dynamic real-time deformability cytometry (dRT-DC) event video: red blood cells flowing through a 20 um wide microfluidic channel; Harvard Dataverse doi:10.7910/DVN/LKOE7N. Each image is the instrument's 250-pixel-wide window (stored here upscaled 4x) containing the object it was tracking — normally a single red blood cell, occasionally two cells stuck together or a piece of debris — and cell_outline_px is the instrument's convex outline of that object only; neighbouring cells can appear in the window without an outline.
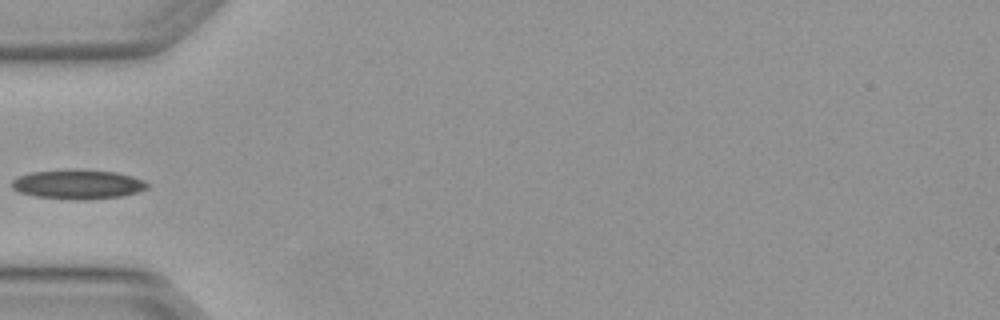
{"species": "Egyptian fruit bat (a non-hibernating species)", "species_latin": "Rousettus aegyptiacus", "temperature_condition": "warm", "stored_images_in_passage": 4, "camera_frame_rate_fps": 3000, "um_per_image_px": 0.085, "animal": {"sex": "female"}, "frame": {"image": 1, "passage_image": 4, "time_ms": 1.0, "image_size_px": [1000, 320], "cell_outline_px": [[148, 188], [136, 192], [120, 196], [84, 200], [76, 200], [36, 196], [20, 192], [12, 188], [12, 180], [20, 176], [32, 172], [68, 168], [76, 168], [116, 172], [132, 176], [144, 180], [148, 184]], "centroid_in_image_um": [6.62, 15.65], "position_along_channel_um": 78.4, "area_um2": 23.35}}